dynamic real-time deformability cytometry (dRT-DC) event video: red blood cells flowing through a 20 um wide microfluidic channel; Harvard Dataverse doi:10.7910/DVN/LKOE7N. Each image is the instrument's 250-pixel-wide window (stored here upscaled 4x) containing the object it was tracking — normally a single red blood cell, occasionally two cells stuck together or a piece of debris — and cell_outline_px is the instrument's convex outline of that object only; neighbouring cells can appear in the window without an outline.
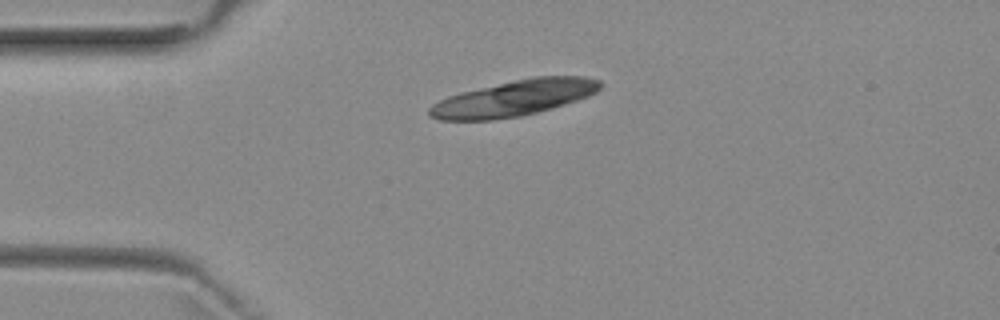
{"species": "common noctule bat (a hibernating species)", "species_latin": "Nyctalus noctula", "temperature_condition": "room temperature", "stored_images_in_passage": 3, "camera_frame_rate_fps": 3000, "um_per_image_px": 0.085, "animal": {"sex": "female", "body_mass_g": 29.2, "forearm_length_mm": 56.3}, "frame": {"image": 1, "passage_image": 1, "time_ms": 0.0, "image_size_px": [1000, 320], "cell_outline_px": [[604, 84], [596, 92], [588, 96], [552, 108], [520, 116], [492, 120], [440, 120], [428, 116], [428, 108], [432, 104], [448, 96], [460, 92], [532, 76], [584, 76], [600, 80]], "centroid_in_image_um": [43.68, 8.34], "position_along_channel_um": 41.3, "area_um2": 35.72}}